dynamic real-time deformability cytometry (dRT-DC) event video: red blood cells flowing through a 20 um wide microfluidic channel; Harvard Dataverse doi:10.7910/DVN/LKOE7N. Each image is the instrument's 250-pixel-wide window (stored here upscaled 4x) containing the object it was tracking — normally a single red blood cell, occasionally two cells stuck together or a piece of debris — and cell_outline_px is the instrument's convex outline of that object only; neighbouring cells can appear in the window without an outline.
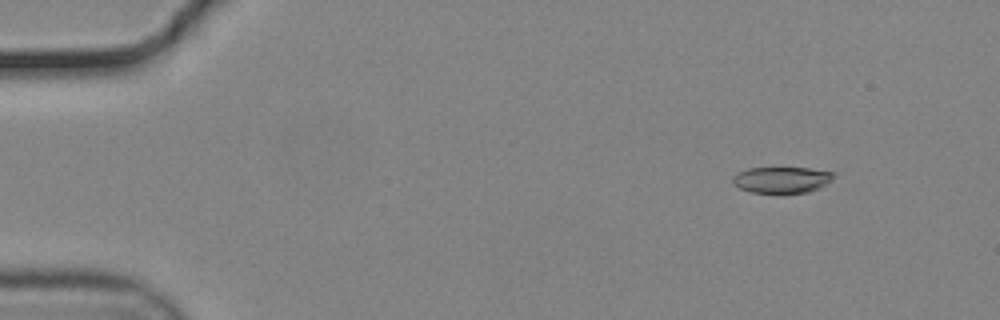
{"species": "common noctule bat (a hibernating species)", "species_latin": "Nyctalus noctula", "temperature_condition": "cold", "stored_images_in_passage": 50, "camera_frame_rate_fps": 3000, "um_per_image_px": 0.085, "animal": {"sex": "male", "body_mass_g": 19.2, "forearm_length_mm": 51.8}, "frame": {"image": 1, "passage_image": 1, "time_ms": 0.0, "image_size_px": [1000, 320], "cell_outline_px": [[836, 176], [820, 188], [808, 192], [784, 196], [776, 196], [752, 192], [740, 188], [732, 180], [732, 176], [736, 172], [748, 168], [808, 168], [836, 172]], "centroid_in_image_um": [66.46, 15.33], "position_along_channel_um": 18.5, "area_um2": 16.24}}
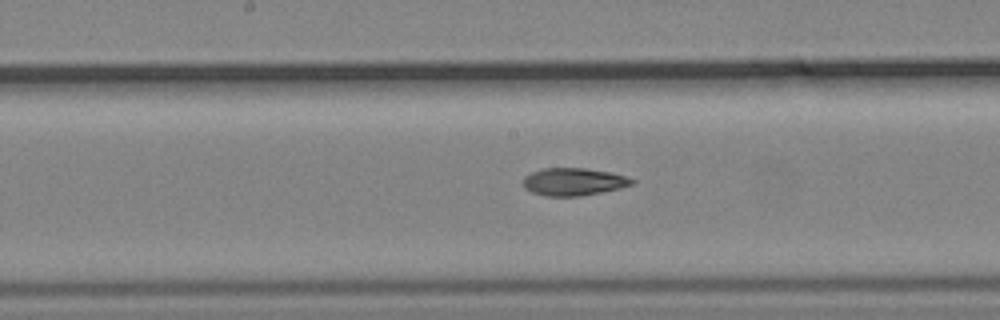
{"frame": {"image": 2, "passage_image": 24, "time_ms": 7.667, "image_size_px": [1000, 320], "cell_outline_px": [[636, 184], [620, 188], [580, 196], [544, 196], [532, 192], [524, 188], [524, 176], [532, 172], [544, 168], [584, 168], [608, 172], [624, 176], [636, 180]], "centroid_in_image_um": [48.76, 15.45], "position_along_channel_um": 199.4, "area_um2": 17.4}}
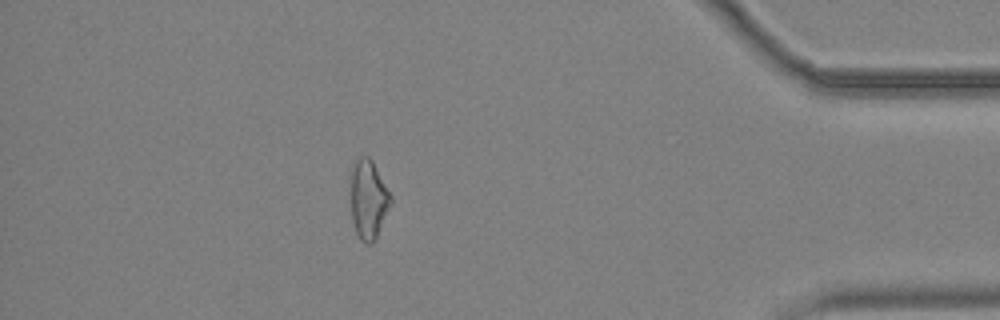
{"frame": {"image": 3, "passage_image": 44, "time_ms": 14.333, "image_size_px": [1000, 320], "cell_outline_px": [[392, 204], [372, 244], [364, 244], [360, 240], [356, 232], [352, 220], [352, 168], [356, 160], [360, 156], [368, 156], [372, 160], [392, 196]], "centroid_in_image_um": [31.34, 16.97], "position_along_channel_um": 403.9, "area_um2": 18.21}, "authors_computed_cell_mechanics": {"area_um2": 17.8313, "velocity_mm_per_s": 3.7118, "shape_relaxation_time_tau1_ms": 5.4005, "shape_relaxation_time_tau2_ms": 5.9222, "deformation_change_tau1": 0.1592, "deformation_change_tau2": 0.0955}}